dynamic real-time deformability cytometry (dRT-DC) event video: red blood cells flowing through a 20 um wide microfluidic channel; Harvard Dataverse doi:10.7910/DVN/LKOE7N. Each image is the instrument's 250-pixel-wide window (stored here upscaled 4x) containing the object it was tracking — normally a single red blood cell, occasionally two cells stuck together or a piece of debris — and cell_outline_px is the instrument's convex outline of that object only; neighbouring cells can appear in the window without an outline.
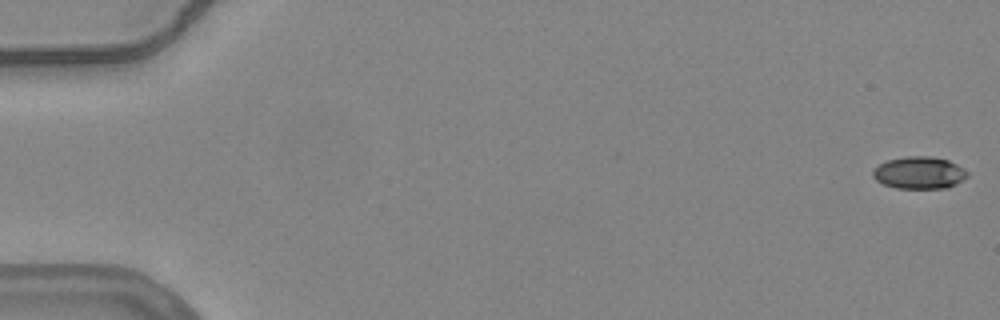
{"species": "common noctule bat (a hibernating species)", "species_latin": "Nyctalus noctula", "temperature_condition": "warm", "stored_images_in_passage": 56, "camera_frame_rate_fps": 3000, "um_per_image_px": 0.085, "animal": {"sex": "female", "body_mass_g": 24.6, "forearm_length_mm": 56.2}, "frame": {"image": 1, "passage_image": 1, "time_ms": 0.0, "image_size_px": [1000, 320], "cell_outline_px": [[968, 176], [948, 188], [896, 188], [884, 184], [876, 180], [872, 176], [872, 168], [888, 160], [908, 156], [932, 156], [948, 160], [964, 168], [968, 172]], "centroid_in_image_um": [78.12, 14.68], "position_along_channel_um": 6.9, "area_um2": 17.74}}
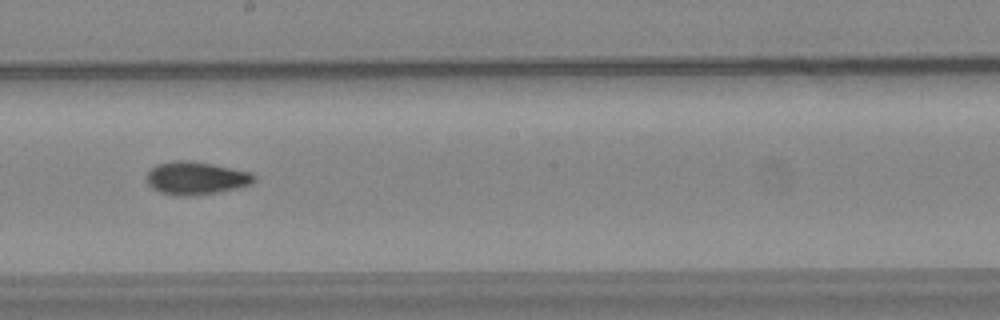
{"frame": {"image": 2, "passage_image": 32, "time_ms": 10.333, "image_size_px": [1000, 320], "cell_outline_px": [[256, 180], [252, 184], [240, 188], [216, 192], [184, 196], [176, 196], [160, 192], [152, 188], [148, 184], [148, 172], [156, 164], [172, 160], [192, 160], [252, 172], [256, 176]], "centroid_in_image_um": [16.69, 15.13], "position_along_channel_um": 231.5, "area_um2": 20.75}}
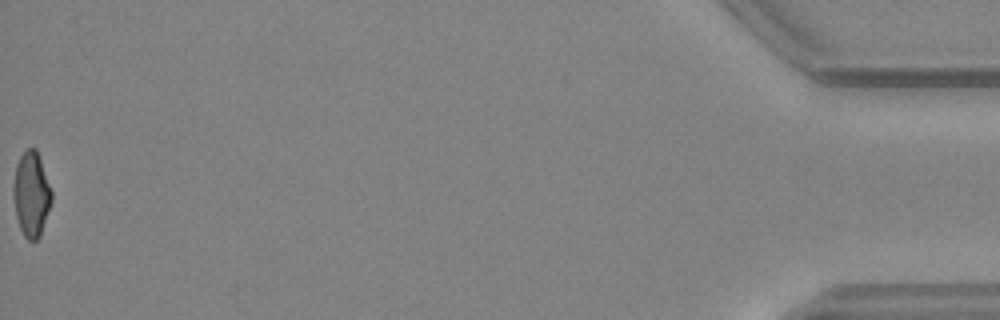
{"frame": {"image": 3, "passage_image": 56, "time_ms": 18.333, "image_size_px": [1000, 320], "cell_outline_px": [[52, 200], [40, 236], [36, 240], [28, 240], [24, 236], [20, 228], [16, 216], [12, 196], [12, 188], [16, 164], [20, 156], [28, 148], [36, 148], [52, 192]], "centroid_in_image_um": [2.64, 16.51], "position_along_channel_um": 432.6, "area_um2": 18.9}, "authors_computed_cell_mechanics": {"area_um2": 19.2763, "velocity_mm_per_s": 3.7741, "shape_relaxation_time_tau1_ms": 8.6931, "shape_relaxation_time_tau2_ms": 3.3992, "deformation_change_tau1": 0.2093, "deformation_change_tau2": 0.0883}}